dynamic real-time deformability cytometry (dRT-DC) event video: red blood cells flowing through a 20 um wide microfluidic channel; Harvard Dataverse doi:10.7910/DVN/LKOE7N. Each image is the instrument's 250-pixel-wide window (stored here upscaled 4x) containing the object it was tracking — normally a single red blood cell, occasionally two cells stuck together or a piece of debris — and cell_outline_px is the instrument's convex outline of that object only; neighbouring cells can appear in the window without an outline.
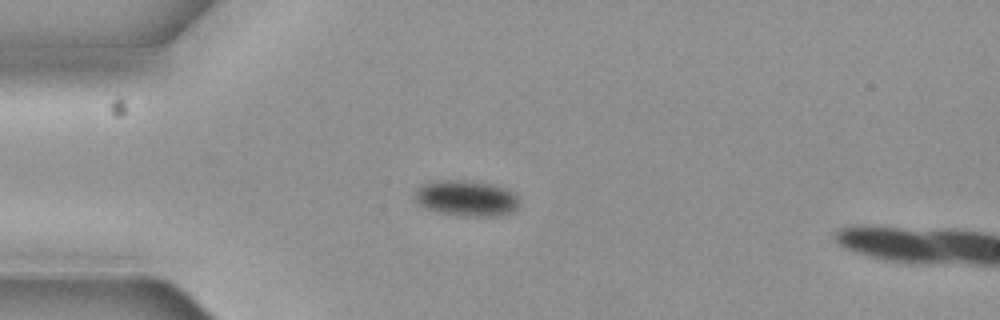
{"species": "common noctule bat (a hibernating species)", "species_latin": "Nyctalus noctula", "temperature_condition": "cold", "stored_images_in_passage": 6, "camera_frame_rate_fps": 3000, "um_per_image_px": 0.085, "animal": {"sex": "female", "body_mass_g": 19.3, "forearm_length_mm": 54.1}, "frame": {"image": 1, "passage_image": 5, "time_ms": 1.333, "image_size_px": [1000, 320], "cell_outline_px": [[516, 208], [512, 212], [500, 216], [456, 216], [436, 212], [424, 208], [412, 196], [412, 192], [420, 184], [428, 180], [468, 180], [492, 184], [508, 188], [516, 196]], "centroid_in_image_um": [39.54, 16.84], "position_along_channel_um": 45.5, "area_um2": 22.37}}